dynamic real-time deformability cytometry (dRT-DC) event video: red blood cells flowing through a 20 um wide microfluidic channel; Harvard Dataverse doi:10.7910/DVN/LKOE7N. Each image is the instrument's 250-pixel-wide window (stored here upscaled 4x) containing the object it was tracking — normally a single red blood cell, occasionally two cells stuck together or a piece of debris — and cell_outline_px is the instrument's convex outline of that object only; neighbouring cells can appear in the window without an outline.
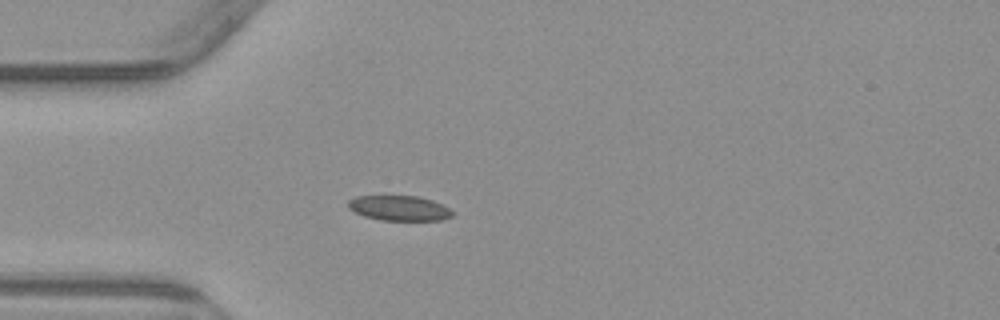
{"species": "common noctule bat (a hibernating species)", "species_latin": "Nyctalus noctula", "temperature_condition": "warm", "stored_images_in_passage": 4, "camera_frame_rate_fps": 3000, "um_per_image_px": 0.085, "animal": {"sex": "male", "body_mass_g": 23.1, "forearm_length_mm": 52.7}, "frame": {"image": 1, "passage_image": 4, "time_ms": 3.667, "image_size_px": [1000, 320], "cell_outline_px": [[452, 216], [440, 220], [380, 220], [364, 216], [348, 208], [348, 200], [356, 196], [416, 196], [432, 200], [448, 208], [452, 212]], "centroid_in_image_um": [33.9, 17.69], "position_along_channel_um": 51.1, "area_um2": 15.03}}